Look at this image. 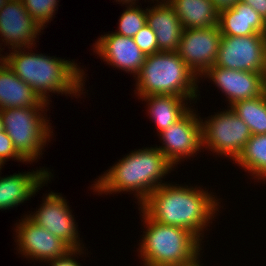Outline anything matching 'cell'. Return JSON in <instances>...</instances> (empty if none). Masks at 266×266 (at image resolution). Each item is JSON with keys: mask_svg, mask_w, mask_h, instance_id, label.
<instances>
[{"mask_svg": "<svg viewBox=\"0 0 266 266\" xmlns=\"http://www.w3.org/2000/svg\"><path fill=\"white\" fill-rule=\"evenodd\" d=\"M142 149L131 151L95 179L91 185L93 192L99 195L134 193L139 207L154 190L166 184L162 179L175 167L157 147Z\"/></svg>", "mask_w": 266, "mask_h": 266, "instance_id": "3", "label": "cell"}, {"mask_svg": "<svg viewBox=\"0 0 266 266\" xmlns=\"http://www.w3.org/2000/svg\"><path fill=\"white\" fill-rule=\"evenodd\" d=\"M94 53L115 69H121L135 77L143 65L146 55L135 44L134 38L114 32L101 35L93 45Z\"/></svg>", "mask_w": 266, "mask_h": 266, "instance_id": "15", "label": "cell"}, {"mask_svg": "<svg viewBox=\"0 0 266 266\" xmlns=\"http://www.w3.org/2000/svg\"><path fill=\"white\" fill-rule=\"evenodd\" d=\"M144 230L138 255L144 266H184L191 264L204 248L202 242L188 230L164 225L151 219L138 207ZM202 246V247H201ZM140 253V254H139Z\"/></svg>", "mask_w": 266, "mask_h": 266, "instance_id": "4", "label": "cell"}, {"mask_svg": "<svg viewBox=\"0 0 266 266\" xmlns=\"http://www.w3.org/2000/svg\"><path fill=\"white\" fill-rule=\"evenodd\" d=\"M8 159L17 160L18 162L27 163L14 148L12 140L3 130L0 131V166L3 167Z\"/></svg>", "mask_w": 266, "mask_h": 266, "instance_id": "27", "label": "cell"}, {"mask_svg": "<svg viewBox=\"0 0 266 266\" xmlns=\"http://www.w3.org/2000/svg\"><path fill=\"white\" fill-rule=\"evenodd\" d=\"M218 26L222 36L266 34V21L250 5L241 1L219 11Z\"/></svg>", "mask_w": 266, "mask_h": 266, "instance_id": "19", "label": "cell"}, {"mask_svg": "<svg viewBox=\"0 0 266 266\" xmlns=\"http://www.w3.org/2000/svg\"><path fill=\"white\" fill-rule=\"evenodd\" d=\"M9 1H11V0H0V10H1V8H2L5 4H7Z\"/></svg>", "mask_w": 266, "mask_h": 266, "instance_id": "33", "label": "cell"}, {"mask_svg": "<svg viewBox=\"0 0 266 266\" xmlns=\"http://www.w3.org/2000/svg\"><path fill=\"white\" fill-rule=\"evenodd\" d=\"M147 103V112L157 127V134L181 119L191 107L188 99L172 94L149 95L139 98Z\"/></svg>", "mask_w": 266, "mask_h": 266, "instance_id": "20", "label": "cell"}, {"mask_svg": "<svg viewBox=\"0 0 266 266\" xmlns=\"http://www.w3.org/2000/svg\"><path fill=\"white\" fill-rule=\"evenodd\" d=\"M208 78L224 93L230 107L234 103L254 99L266 92V73L210 67L201 79Z\"/></svg>", "mask_w": 266, "mask_h": 266, "instance_id": "13", "label": "cell"}, {"mask_svg": "<svg viewBox=\"0 0 266 266\" xmlns=\"http://www.w3.org/2000/svg\"><path fill=\"white\" fill-rule=\"evenodd\" d=\"M126 7L119 18L118 30L114 33L133 38L147 23V8L141 9L137 4H128Z\"/></svg>", "mask_w": 266, "mask_h": 266, "instance_id": "24", "label": "cell"}, {"mask_svg": "<svg viewBox=\"0 0 266 266\" xmlns=\"http://www.w3.org/2000/svg\"><path fill=\"white\" fill-rule=\"evenodd\" d=\"M250 5L266 21V0H239Z\"/></svg>", "mask_w": 266, "mask_h": 266, "instance_id": "29", "label": "cell"}, {"mask_svg": "<svg viewBox=\"0 0 266 266\" xmlns=\"http://www.w3.org/2000/svg\"><path fill=\"white\" fill-rule=\"evenodd\" d=\"M230 108L249 127L252 135L266 134V92L254 99L238 101Z\"/></svg>", "mask_w": 266, "mask_h": 266, "instance_id": "23", "label": "cell"}, {"mask_svg": "<svg viewBox=\"0 0 266 266\" xmlns=\"http://www.w3.org/2000/svg\"><path fill=\"white\" fill-rule=\"evenodd\" d=\"M116 2H120V4L122 3V5H127V4H136L138 2V0H115Z\"/></svg>", "mask_w": 266, "mask_h": 266, "instance_id": "31", "label": "cell"}, {"mask_svg": "<svg viewBox=\"0 0 266 266\" xmlns=\"http://www.w3.org/2000/svg\"><path fill=\"white\" fill-rule=\"evenodd\" d=\"M30 16L45 29L58 9L59 0H22Z\"/></svg>", "mask_w": 266, "mask_h": 266, "instance_id": "25", "label": "cell"}, {"mask_svg": "<svg viewBox=\"0 0 266 266\" xmlns=\"http://www.w3.org/2000/svg\"><path fill=\"white\" fill-rule=\"evenodd\" d=\"M239 0H212L214 6L220 11L234 6Z\"/></svg>", "mask_w": 266, "mask_h": 266, "instance_id": "30", "label": "cell"}, {"mask_svg": "<svg viewBox=\"0 0 266 266\" xmlns=\"http://www.w3.org/2000/svg\"><path fill=\"white\" fill-rule=\"evenodd\" d=\"M47 110V108H7L0 110L4 131L12 140L19 155L27 163H33L38 161V158L40 159L46 143L50 142L49 140L53 135V129L49 123L51 120L46 116Z\"/></svg>", "mask_w": 266, "mask_h": 266, "instance_id": "6", "label": "cell"}, {"mask_svg": "<svg viewBox=\"0 0 266 266\" xmlns=\"http://www.w3.org/2000/svg\"><path fill=\"white\" fill-rule=\"evenodd\" d=\"M214 65L225 69L266 73V34L222 36Z\"/></svg>", "mask_w": 266, "mask_h": 266, "instance_id": "8", "label": "cell"}, {"mask_svg": "<svg viewBox=\"0 0 266 266\" xmlns=\"http://www.w3.org/2000/svg\"><path fill=\"white\" fill-rule=\"evenodd\" d=\"M147 8L146 21L157 38L159 52H177L184 30L179 17L167 0H152Z\"/></svg>", "mask_w": 266, "mask_h": 266, "instance_id": "17", "label": "cell"}, {"mask_svg": "<svg viewBox=\"0 0 266 266\" xmlns=\"http://www.w3.org/2000/svg\"><path fill=\"white\" fill-rule=\"evenodd\" d=\"M41 30L44 29L30 16L22 0H11L1 8L0 40L9 49L35 47Z\"/></svg>", "mask_w": 266, "mask_h": 266, "instance_id": "14", "label": "cell"}, {"mask_svg": "<svg viewBox=\"0 0 266 266\" xmlns=\"http://www.w3.org/2000/svg\"><path fill=\"white\" fill-rule=\"evenodd\" d=\"M210 116L200 119L202 148L235 161L252 136L249 127L230 107Z\"/></svg>", "mask_w": 266, "mask_h": 266, "instance_id": "7", "label": "cell"}, {"mask_svg": "<svg viewBox=\"0 0 266 266\" xmlns=\"http://www.w3.org/2000/svg\"><path fill=\"white\" fill-rule=\"evenodd\" d=\"M201 188L167 182L154 190L140 208L156 222L184 228L203 242L204 231L223 206L216 195Z\"/></svg>", "mask_w": 266, "mask_h": 266, "instance_id": "1", "label": "cell"}, {"mask_svg": "<svg viewBox=\"0 0 266 266\" xmlns=\"http://www.w3.org/2000/svg\"><path fill=\"white\" fill-rule=\"evenodd\" d=\"M84 254V249H72L69 251L65 256L54 259V260H49L47 261L46 265L48 264L49 266H81L75 258L78 255Z\"/></svg>", "mask_w": 266, "mask_h": 266, "instance_id": "28", "label": "cell"}, {"mask_svg": "<svg viewBox=\"0 0 266 266\" xmlns=\"http://www.w3.org/2000/svg\"><path fill=\"white\" fill-rule=\"evenodd\" d=\"M47 195V196H46ZM42 204L35 213L27 216L37 225L64 241L71 249H81L78 225L67 200L61 193L49 192L42 198Z\"/></svg>", "mask_w": 266, "mask_h": 266, "instance_id": "10", "label": "cell"}, {"mask_svg": "<svg viewBox=\"0 0 266 266\" xmlns=\"http://www.w3.org/2000/svg\"><path fill=\"white\" fill-rule=\"evenodd\" d=\"M15 242L22 257L47 262L65 256L72 249L61 239L33 222L27 215L15 224Z\"/></svg>", "mask_w": 266, "mask_h": 266, "instance_id": "12", "label": "cell"}, {"mask_svg": "<svg viewBox=\"0 0 266 266\" xmlns=\"http://www.w3.org/2000/svg\"><path fill=\"white\" fill-rule=\"evenodd\" d=\"M184 29L208 28L218 25L219 10L212 0H167Z\"/></svg>", "mask_w": 266, "mask_h": 266, "instance_id": "21", "label": "cell"}, {"mask_svg": "<svg viewBox=\"0 0 266 266\" xmlns=\"http://www.w3.org/2000/svg\"><path fill=\"white\" fill-rule=\"evenodd\" d=\"M136 80L135 93L139 98L149 95L172 94L187 98L189 102L199 98L198 83L201 80L184 63L177 52H158L146 55ZM199 79V80H198Z\"/></svg>", "mask_w": 266, "mask_h": 266, "instance_id": "5", "label": "cell"}, {"mask_svg": "<svg viewBox=\"0 0 266 266\" xmlns=\"http://www.w3.org/2000/svg\"><path fill=\"white\" fill-rule=\"evenodd\" d=\"M133 38L135 44L145 55H152L159 52L156 35L147 23Z\"/></svg>", "mask_w": 266, "mask_h": 266, "instance_id": "26", "label": "cell"}, {"mask_svg": "<svg viewBox=\"0 0 266 266\" xmlns=\"http://www.w3.org/2000/svg\"><path fill=\"white\" fill-rule=\"evenodd\" d=\"M245 172H250L251 178L266 181V134L252 135L245 144L241 154L235 160Z\"/></svg>", "mask_w": 266, "mask_h": 266, "instance_id": "22", "label": "cell"}, {"mask_svg": "<svg viewBox=\"0 0 266 266\" xmlns=\"http://www.w3.org/2000/svg\"><path fill=\"white\" fill-rule=\"evenodd\" d=\"M0 176V210H9L29 201L53 177L48 168ZM1 172V171H0Z\"/></svg>", "mask_w": 266, "mask_h": 266, "instance_id": "16", "label": "cell"}, {"mask_svg": "<svg viewBox=\"0 0 266 266\" xmlns=\"http://www.w3.org/2000/svg\"><path fill=\"white\" fill-rule=\"evenodd\" d=\"M39 95L2 61L0 63V110L7 108H48Z\"/></svg>", "mask_w": 266, "mask_h": 266, "instance_id": "18", "label": "cell"}, {"mask_svg": "<svg viewBox=\"0 0 266 266\" xmlns=\"http://www.w3.org/2000/svg\"><path fill=\"white\" fill-rule=\"evenodd\" d=\"M9 51L3 56V61L43 101L50 103V92L73 97L86 93L83 92L86 90V74L75 61L31 52L32 46Z\"/></svg>", "mask_w": 266, "mask_h": 266, "instance_id": "2", "label": "cell"}, {"mask_svg": "<svg viewBox=\"0 0 266 266\" xmlns=\"http://www.w3.org/2000/svg\"><path fill=\"white\" fill-rule=\"evenodd\" d=\"M4 130V127H3V118L1 116V113H0V131H3Z\"/></svg>", "mask_w": 266, "mask_h": 266, "instance_id": "34", "label": "cell"}, {"mask_svg": "<svg viewBox=\"0 0 266 266\" xmlns=\"http://www.w3.org/2000/svg\"><path fill=\"white\" fill-rule=\"evenodd\" d=\"M194 111L196 110L191 108L176 123L158 134L162 145L156 147L175 169L185 158L190 159L203 149L201 117Z\"/></svg>", "mask_w": 266, "mask_h": 266, "instance_id": "9", "label": "cell"}, {"mask_svg": "<svg viewBox=\"0 0 266 266\" xmlns=\"http://www.w3.org/2000/svg\"><path fill=\"white\" fill-rule=\"evenodd\" d=\"M221 37L218 25L184 29L177 54L201 78L216 62Z\"/></svg>", "mask_w": 266, "mask_h": 266, "instance_id": "11", "label": "cell"}, {"mask_svg": "<svg viewBox=\"0 0 266 266\" xmlns=\"http://www.w3.org/2000/svg\"><path fill=\"white\" fill-rule=\"evenodd\" d=\"M200 257H198L196 260H194L191 264H188V265H184V266H203L204 264L201 265V262H200Z\"/></svg>", "mask_w": 266, "mask_h": 266, "instance_id": "32", "label": "cell"}, {"mask_svg": "<svg viewBox=\"0 0 266 266\" xmlns=\"http://www.w3.org/2000/svg\"><path fill=\"white\" fill-rule=\"evenodd\" d=\"M3 45V43H0ZM2 45H0V63L3 61V53L1 54L2 50H5L4 47L1 49Z\"/></svg>", "mask_w": 266, "mask_h": 266, "instance_id": "35", "label": "cell"}]
</instances>
